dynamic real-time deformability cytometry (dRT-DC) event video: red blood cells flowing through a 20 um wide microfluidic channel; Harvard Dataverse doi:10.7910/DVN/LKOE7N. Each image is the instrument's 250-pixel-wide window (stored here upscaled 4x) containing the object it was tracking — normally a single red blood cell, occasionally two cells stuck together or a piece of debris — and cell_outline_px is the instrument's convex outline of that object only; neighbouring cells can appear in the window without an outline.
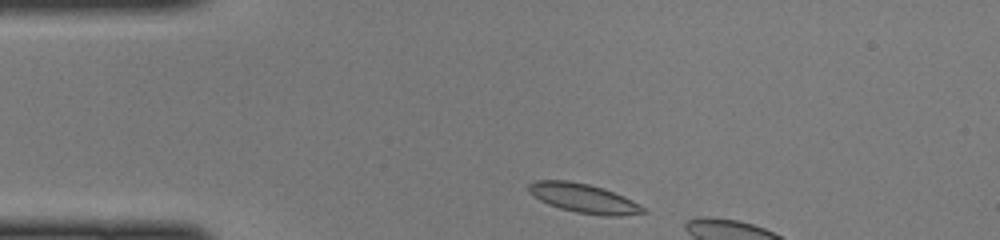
{"species": "common noctule bat (a hibernating species)", "species_latin": "Nyctalus noctula", "temperature_condition": "cold", "stored_images_in_passage": 5, "camera_frame_rate_fps": 3000, "um_per_image_px": 0.085, "animal": {"sex": "female", "body_mass_g": 22.0, "forearm_length_mm": 56.7}, "frame": {"image": 1, "passage_image": 1, "time_ms": 0.0, "image_size_px": [1000, 240], "cell_outline_px": [[644, 212], [620, 216], [604, 216], [576, 212], [560, 208], [548, 204], [540, 200], [528, 192], [528, 184], [536, 180], [568, 180], [588, 184], [604, 188], [624, 196], [640, 204], [644, 208]], "centroid_in_image_um": [49.59, 16.84], "position_along_channel_um": 35.4, "area_um2": 19.42}}